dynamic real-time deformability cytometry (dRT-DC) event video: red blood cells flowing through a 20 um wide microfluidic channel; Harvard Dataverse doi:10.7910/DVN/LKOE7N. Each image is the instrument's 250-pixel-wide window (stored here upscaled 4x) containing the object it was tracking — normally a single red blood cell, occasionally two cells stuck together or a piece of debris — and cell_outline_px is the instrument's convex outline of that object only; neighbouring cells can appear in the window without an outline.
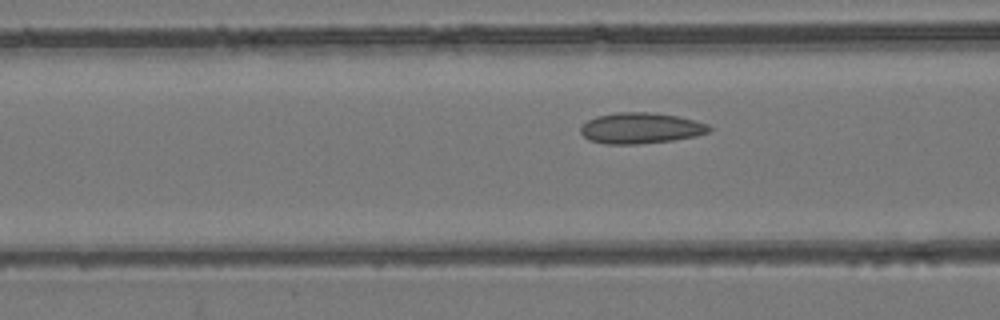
{"species": "common noctule bat (a hibernating species)", "species_latin": "Nyctalus noctula", "temperature_condition": "room temperature", "stored_images_in_passage": 6, "camera_frame_rate_fps": 3000, "um_per_image_px": 0.085, "animal": {"sex": "female", "body_mass_g": 24.6, "forearm_length_mm": 56.2}, "frame": {"image": 1, "passage_image": 6, "time_ms": 1.667, "image_size_px": [1000, 320], "cell_outline_px": [[712, 128], [708, 132], [696, 136], [672, 140], [636, 144], [604, 144], [588, 140], [580, 132], [580, 128], [588, 120], [596, 116], [616, 112], [648, 112], [676, 116], [708, 124]], "centroid_in_image_um": [54.42, 10.89], "position_along_channel_um": 112.2, "area_um2": 23.0}}